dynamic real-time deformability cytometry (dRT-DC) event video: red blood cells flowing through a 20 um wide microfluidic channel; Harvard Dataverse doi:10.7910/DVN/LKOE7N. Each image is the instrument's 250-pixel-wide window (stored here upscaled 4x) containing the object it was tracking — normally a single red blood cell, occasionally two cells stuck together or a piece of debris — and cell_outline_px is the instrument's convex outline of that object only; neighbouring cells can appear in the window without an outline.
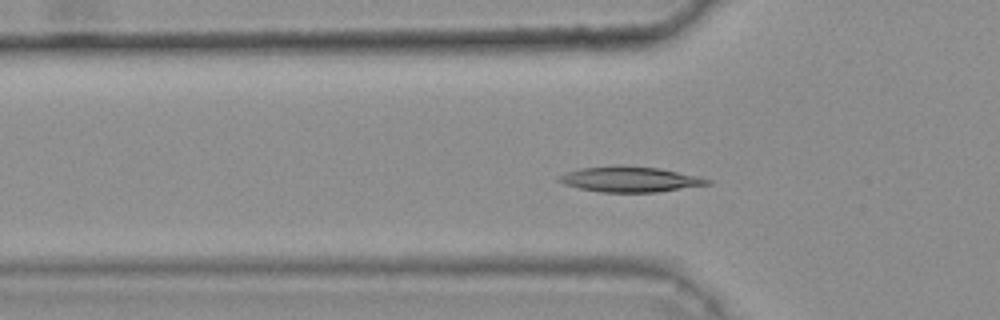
{"species": "common noctule bat (a hibernating species)", "species_latin": "Nyctalus noctula", "temperature_condition": "warm", "stored_images_in_passage": 42, "camera_frame_rate_fps": 3000, "um_per_image_px": 0.085, "animal": {"sex": "female", "body_mass_g": 25.1}, "frame": {"image": 1, "passage_image": 15, "time_ms": 4.667, "image_size_px": [1000, 320], "cell_outline_px": [[712, 184], [656, 192], [600, 192], [580, 188], [564, 184], [556, 180], [556, 176], [580, 168], [660, 168], [700, 176], [712, 180]], "centroid_in_image_um": [53.61, 15.28], "position_along_channel_um": 72.2, "area_um2": 21.15}}
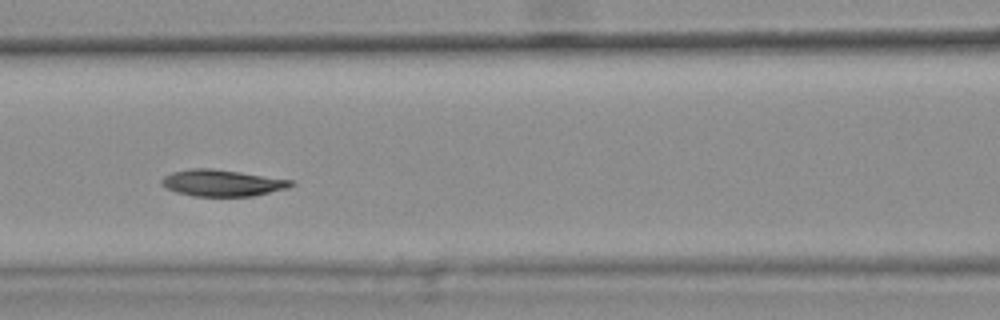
{"frame": {"image": 2, "passage_image": 21, "time_ms": 6.667, "image_size_px": [1000, 320], "cell_outline_px": [[296, 184], [288, 188], [252, 196], [192, 196], [176, 192], [160, 184], [160, 180], [164, 176], [172, 172], [192, 168], [212, 168], [240, 172], [292, 180]], "centroid_in_image_um": [18.87, 15.55], "position_along_channel_um": 147.7, "area_um2": 20.0}}
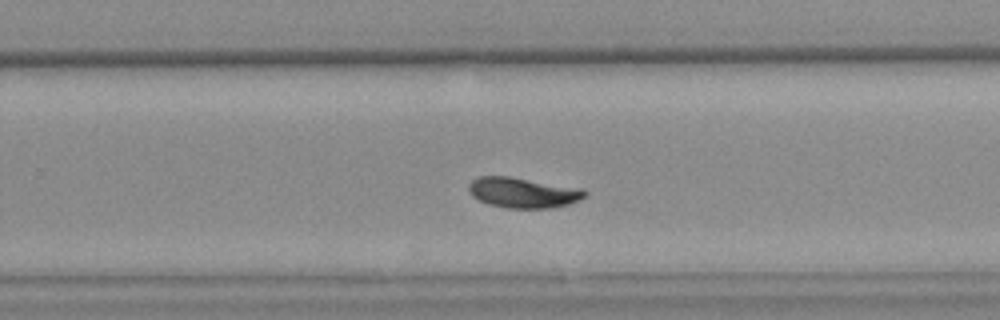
{"frame": {"image": 3, "passage_image": 32, "time_ms": 10.333, "image_size_px": [1000, 320], "cell_outline_px": [[588, 192], [580, 200], [568, 204], [552, 208], [508, 208], [488, 204], [472, 196], [468, 192], [468, 184], [476, 176], [512, 176], [580, 188]], "centroid_in_image_um": [44.42, 16.36], "position_along_channel_um": 285.4, "area_um2": 20.69}, "authors_computed_cell_mechanics": {"area_um2": 20.4612, "velocity_mm_per_s": 3.7644, "shape_relaxation_time_tau1_ms": 3.8091, "shape_relaxation_time_tau2_ms": 3.1107, "deformation_change_tau1": 0.1389, "deformation_change_tau2": 0.0724}}